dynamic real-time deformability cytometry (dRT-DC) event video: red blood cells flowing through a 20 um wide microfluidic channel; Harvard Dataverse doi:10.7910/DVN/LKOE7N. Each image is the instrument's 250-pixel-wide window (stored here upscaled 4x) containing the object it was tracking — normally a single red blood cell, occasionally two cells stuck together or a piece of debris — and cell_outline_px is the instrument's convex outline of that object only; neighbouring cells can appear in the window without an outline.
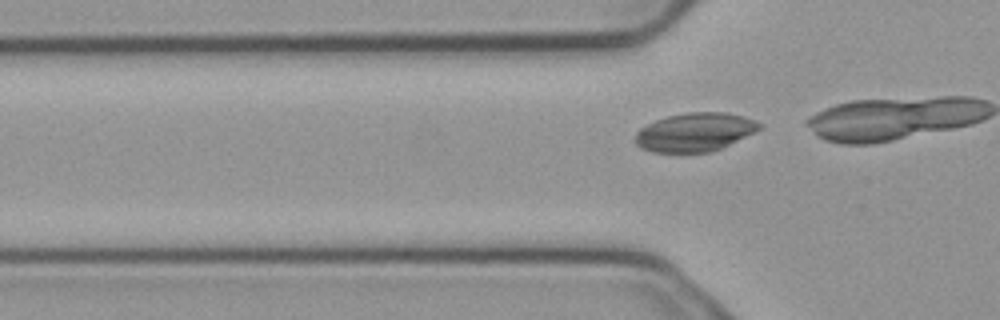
{"species": "common noctule bat (a hibernating species)", "species_latin": "Nyctalus noctula", "temperature_condition": "cold", "stored_images_in_passage": 3, "segment_of_instrument_passage": [2, 2], "camera_frame_rate_fps": 3000, "um_per_image_px": 0.085, "animal": {"sex": "male", "body_mass_g": 23.1, "forearm_length_mm": 52.7}, "frame": {"image": 1, "passage_image": 3, "time_ms": 0.667, "image_size_px": [1000, 320], "cell_outline_px": [[764, 124], [756, 132], [712, 152], [652, 152], [640, 148], [636, 144], [636, 132], [640, 128], [656, 120], [668, 116], [688, 112], [724, 112], [744, 116], [756, 120]], "centroid_in_image_um": [59.09, 11.23], "position_along_channel_um": 66.7, "area_um2": 27.98}}